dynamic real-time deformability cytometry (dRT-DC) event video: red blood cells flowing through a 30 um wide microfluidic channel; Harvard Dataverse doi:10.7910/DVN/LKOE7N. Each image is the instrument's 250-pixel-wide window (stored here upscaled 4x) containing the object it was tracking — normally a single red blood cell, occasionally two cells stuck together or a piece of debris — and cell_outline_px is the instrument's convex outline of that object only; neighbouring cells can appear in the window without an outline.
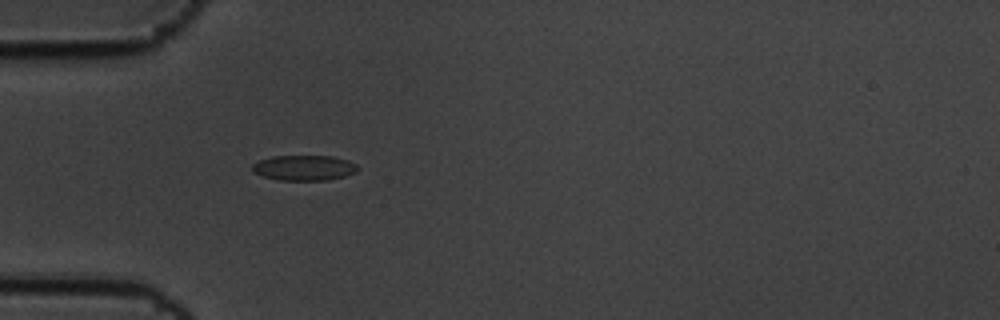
{"species": "common noctule bat (a hibernating species)", "species_latin": "Nyctalus noctula", "temperature_condition": "cold", "stored_images_in_passage": 4, "camera_frame_rate_fps": 3000, "um_per_image_px": 0.085, "animal": {"sex": "male", "body_mass_g": 19.5, "forearm_length_mm": 54.6}, "frame": {"image": 1, "passage_image": 4, "time_ms": 1.0, "image_size_px": [1000, 320], "cell_outline_px": [[360, 168], [356, 172], [344, 176], [328, 180], [276, 180], [252, 172], [252, 164], [260, 160], [272, 156], [332, 156], [348, 160], [356, 164]], "centroid_in_image_um": [25.85, 14.26], "position_along_channel_um": 59.1, "area_um2": 15.61}}